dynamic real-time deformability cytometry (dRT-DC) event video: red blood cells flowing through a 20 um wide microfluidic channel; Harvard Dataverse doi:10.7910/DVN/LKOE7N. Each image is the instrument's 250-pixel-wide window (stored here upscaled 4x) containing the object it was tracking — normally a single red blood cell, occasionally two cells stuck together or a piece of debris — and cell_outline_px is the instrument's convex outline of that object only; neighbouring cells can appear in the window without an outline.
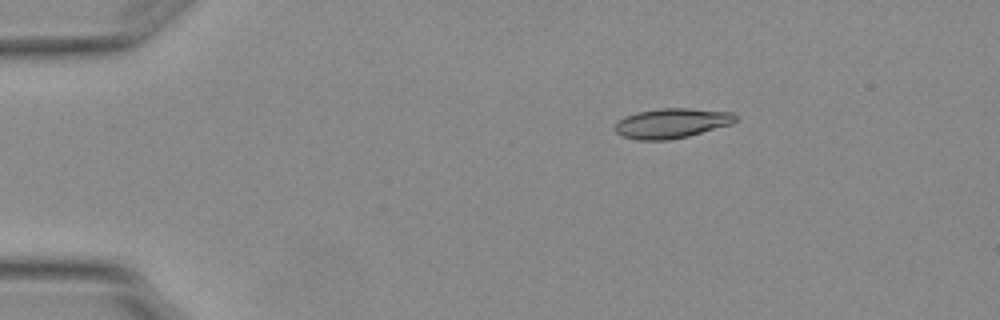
{"species": "Egyptian fruit bat (a non-hibernating species)", "species_latin": "Rousettus aegyptiacus", "temperature_condition": "warm", "stored_images_in_passage": 4, "camera_frame_rate_fps": 3000, "um_per_image_px": 0.085, "animal": {"sex": "female"}, "frame": {"image": 1, "passage_image": 2, "time_ms": 0.333, "image_size_px": [1000, 320], "cell_outline_px": [[736, 120], [732, 124], [688, 136], [668, 140], [636, 140], [620, 136], [612, 128], [624, 116], [636, 112], [660, 108], [688, 108], [732, 112], [736, 116]], "centroid_in_image_um": [57.05, 10.48], "position_along_channel_um": 27.9, "area_um2": 21.1}}